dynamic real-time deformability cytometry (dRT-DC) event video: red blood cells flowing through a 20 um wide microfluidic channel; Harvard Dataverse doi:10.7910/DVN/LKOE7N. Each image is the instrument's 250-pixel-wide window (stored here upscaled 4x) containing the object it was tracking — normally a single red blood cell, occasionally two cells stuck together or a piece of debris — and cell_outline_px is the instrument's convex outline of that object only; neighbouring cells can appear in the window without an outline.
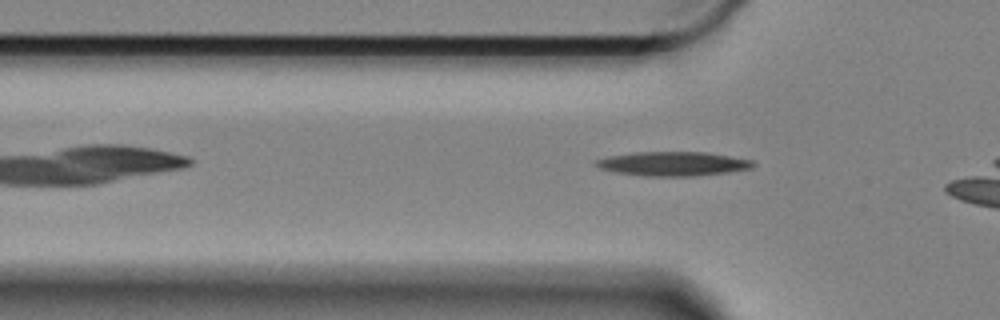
{"species": "Egyptian fruit bat (a non-hibernating species)", "species_latin": "Rousettus aegyptiacus", "temperature_condition": "cold", "stored_images_in_passage": 43, "camera_frame_rate_fps": 3000, "um_per_image_px": 0.085, "animal": {"sex": "female"}, "frame": {"image": 1, "passage_image": 13, "time_ms": 4.0, "image_size_px": [1000, 320], "cell_outline_px": [[756, 164], [752, 168], [728, 172], [696, 176], [644, 176], [616, 172], [600, 168], [596, 164], [596, 160], [612, 156], [636, 152], [708, 152], [752, 160]], "centroid_in_image_um": [57.27, 13.92], "position_along_channel_um": 68.5, "area_um2": 21.96}}
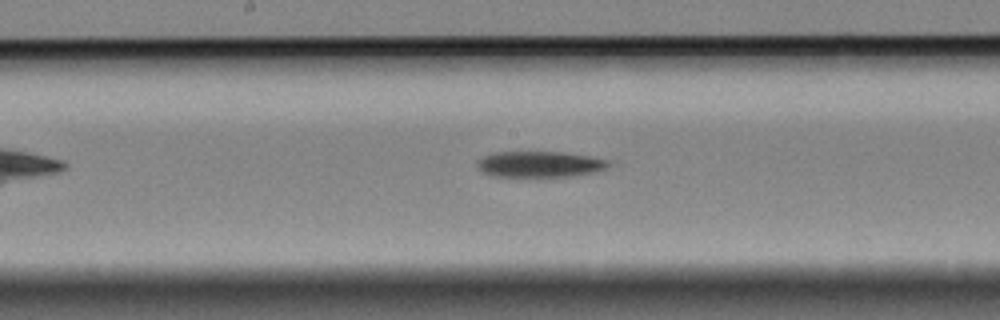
{"frame": {"image": 2, "passage_image": 25, "time_ms": 8.0, "image_size_px": [1000, 320], "cell_outline_px": [[612, 164], [608, 168], [592, 172], [568, 176], [492, 176], [476, 168], [476, 160], [492, 152], [564, 152], [592, 156], [608, 160]], "centroid_in_image_um": [45.86, 13.94], "position_along_channel_um": 202.3, "area_um2": 19.94}}
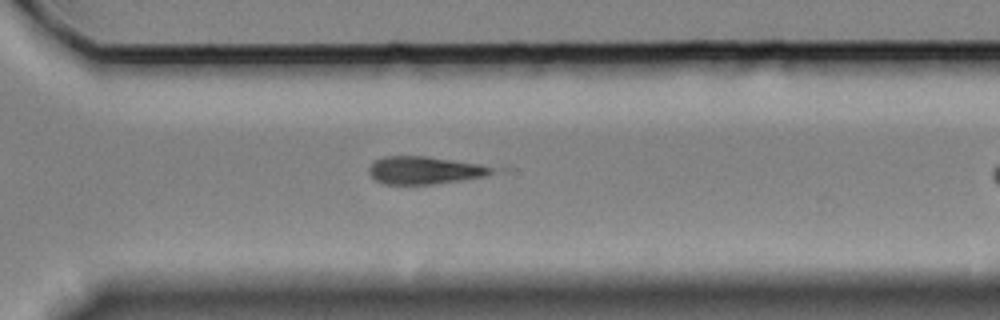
{"frame": {"image": 3, "passage_image": 37, "time_ms": 12.0, "image_size_px": [1000, 320], "cell_outline_px": [[496, 172], [488, 176], [432, 184], [384, 184], [376, 180], [368, 172], [368, 168], [376, 160], [384, 156], [424, 156], [480, 164], [492, 168]], "centroid_in_image_um": [36.09, 14.47], "position_along_channel_um": 334.5, "area_um2": 19.65}}